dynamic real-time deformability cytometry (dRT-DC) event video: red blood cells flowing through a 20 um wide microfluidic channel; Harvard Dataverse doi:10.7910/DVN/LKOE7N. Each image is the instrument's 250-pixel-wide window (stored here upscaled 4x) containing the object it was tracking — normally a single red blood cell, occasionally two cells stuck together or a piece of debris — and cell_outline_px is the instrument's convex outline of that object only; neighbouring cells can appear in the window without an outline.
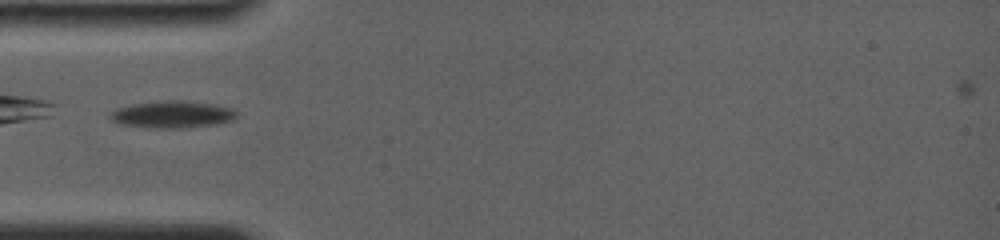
{"species": "common noctule bat (a hibernating species)", "species_latin": "Nyctalus noctula", "temperature_condition": "room temperature", "stored_images_in_passage": 18, "camera_frame_rate_fps": 4000, "um_per_image_px": 0.085, "animal": {"sex": "female", "body_mass_g": 19.0, "forearm_length_mm": 56.7}, "frame": {"image": 1, "passage_image": 1, "time_ms": 0.0, "image_size_px": [1000, 240], "cell_outline_px": [[236, 116], [228, 120], [216, 124], [180, 128], [156, 128], [124, 124], [112, 120], [112, 112], [116, 108], [132, 104], [172, 100], [184, 100], [212, 104], [228, 108], [236, 112]], "centroid_in_image_um": [14.63, 9.72], "position_along_channel_um": 70.4, "area_um2": 19.25}}
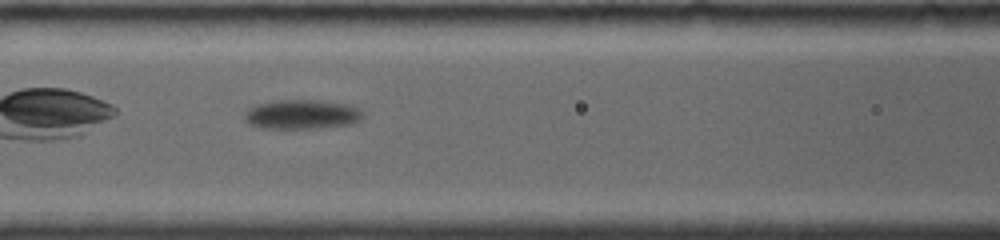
{"frame": {"image": 2, "passage_image": 8, "time_ms": 2.0, "image_size_px": [1000, 240], "cell_outline_px": [[360, 116], [356, 120], [348, 124], [312, 128], [264, 128], [252, 124], [244, 120], [244, 116], [252, 108], [260, 104], [280, 100], [316, 100], [340, 104], [356, 108], [360, 112]], "centroid_in_image_um": [25.58, 9.73], "position_along_channel_um": 141.0, "area_um2": 19.13}}
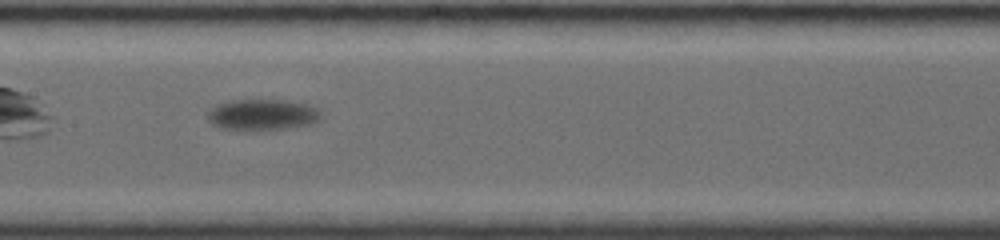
{"frame": {"image": 3, "passage_image": 17, "time_ms": 3.25, "image_size_px": [1000, 240], "cell_outline_px": [[320, 116], [316, 120], [304, 124], [280, 128], [224, 128], [216, 124], [208, 116], [212, 108], [220, 104], [236, 100], [284, 100], [304, 104], [316, 108]], "centroid_in_image_um": [22.31, 9.7], "position_along_channel_um": 185.1, "area_um2": 18.84}}